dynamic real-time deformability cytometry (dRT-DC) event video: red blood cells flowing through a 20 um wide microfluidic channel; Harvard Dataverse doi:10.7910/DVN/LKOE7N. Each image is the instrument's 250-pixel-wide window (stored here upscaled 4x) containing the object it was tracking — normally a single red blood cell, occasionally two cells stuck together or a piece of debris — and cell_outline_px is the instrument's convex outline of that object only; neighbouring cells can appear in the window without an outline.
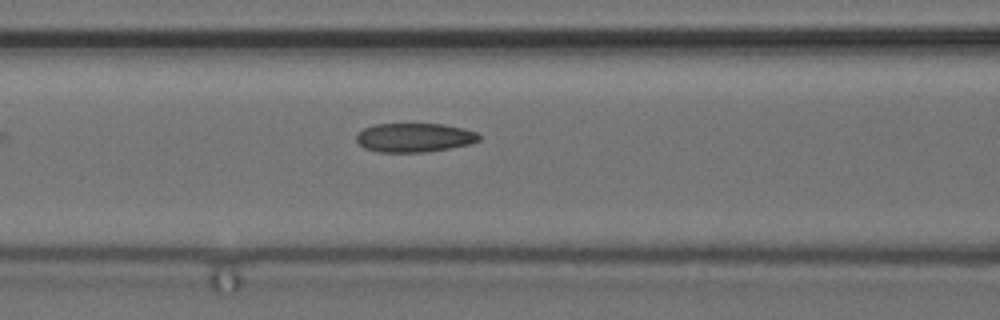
{"species": "common noctule bat (a hibernating species)", "species_latin": "Nyctalus noctula", "temperature_condition": "cold", "stored_images_in_passage": 3, "camera_frame_rate_fps": 3000, "um_per_image_px": 0.085, "animal": {"sex": "female", "body_mass_g": 24.6, "forearm_length_mm": 56.2}, "frame": {"image": 1, "passage_image": 3, "time_ms": 0.667, "image_size_px": [1000, 320], "cell_outline_px": [[480, 140], [472, 144], [424, 152], [376, 152], [364, 148], [356, 140], [356, 136], [364, 128], [376, 124], [444, 124], [464, 128], [476, 132], [480, 136]], "centroid_in_image_um": [35.24, 11.69], "position_along_channel_um": 131.4, "area_um2": 20.75}}